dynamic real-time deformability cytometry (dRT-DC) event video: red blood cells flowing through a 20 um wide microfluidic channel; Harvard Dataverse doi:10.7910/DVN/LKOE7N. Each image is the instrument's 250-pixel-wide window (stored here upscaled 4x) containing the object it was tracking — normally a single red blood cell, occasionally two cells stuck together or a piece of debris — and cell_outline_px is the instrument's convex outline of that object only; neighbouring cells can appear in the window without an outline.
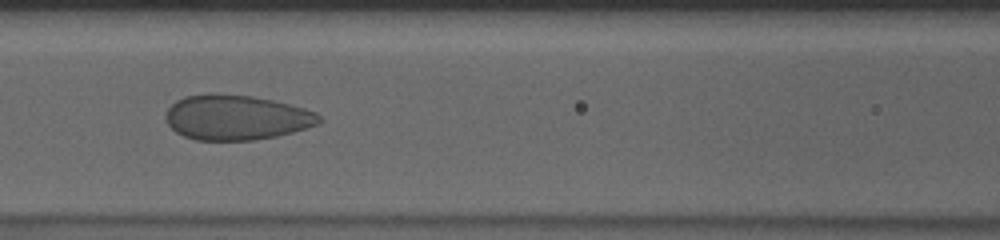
{"species": "human", "species_latin": "Homo sapiens", "temperature_condition": "cold", "stored_images_in_passage": 48, "camera_frame_rate_fps": 3000, "um_per_image_px": 0.085, "donor": {"sex": "male"}, "frame": {"image": 1, "passage_image": 23, "time_ms": 7.333, "image_size_px": [1000, 240], "cell_outline_px": [[320, 124], [308, 128], [276, 136], [252, 140], [196, 140], [184, 136], [176, 132], [168, 124], [164, 116], [168, 108], [176, 100], [184, 96], [212, 92], [252, 96], [272, 100], [304, 108], [316, 112], [320, 116]], "centroid_in_image_um": [20.07, 9.97], "position_along_channel_um": 146.5, "area_um2": 40.46}}
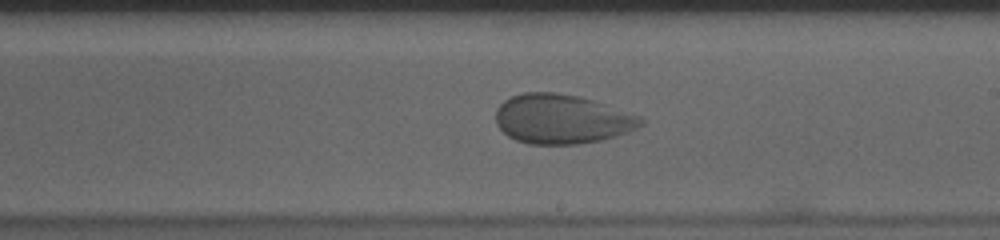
{"frame": {"image": 2, "passage_image": 31, "time_ms": 10.0, "image_size_px": [1000, 240], "cell_outline_px": [[644, 124], [628, 132], [616, 136], [600, 140], [576, 144], [528, 144], [516, 140], [508, 136], [496, 124], [496, 108], [504, 100], [512, 96], [524, 92], [552, 92], [580, 96], [640, 116], [644, 120]], "centroid_in_image_um": [47.73, 10.12], "position_along_channel_um": 241.3, "area_um2": 41.67}}
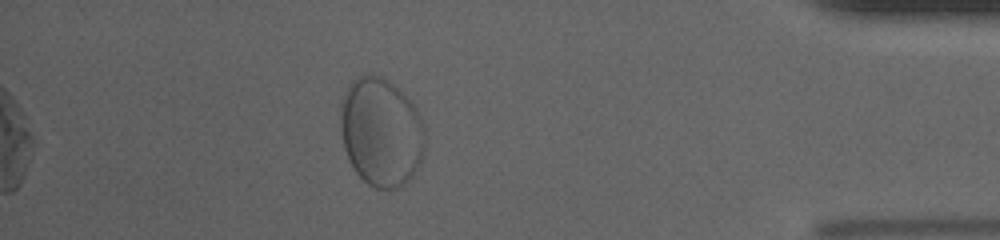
{"frame": {"image": 3, "passage_image": 48, "time_ms": 15.667, "image_size_px": [1000, 240], "cell_outline_px": [[424, 152], [412, 176], [400, 188], [376, 188], [368, 184], [356, 172], [344, 148], [340, 128], [340, 104], [344, 92], [348, 84], [352, 80], [360, 76], [380, 76], [388, 80], [412, 104], [420, 116], [424, 124]], "centroid_in_image_um": [32.37, 11.23], "position_along_channel_um": 402.8, "area_um2": 53.12}}